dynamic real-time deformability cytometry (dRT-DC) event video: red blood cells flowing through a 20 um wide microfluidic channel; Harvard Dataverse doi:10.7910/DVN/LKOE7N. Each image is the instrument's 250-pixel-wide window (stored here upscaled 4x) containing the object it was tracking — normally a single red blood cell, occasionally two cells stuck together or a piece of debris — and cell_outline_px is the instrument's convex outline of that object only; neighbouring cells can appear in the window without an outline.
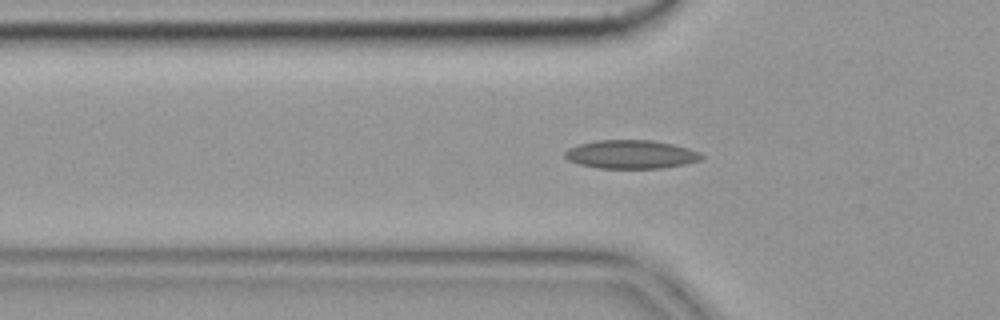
{"species": "common noctule bat (a hibernating species)", "species_latin": "Nyctalus noctula", "temperature_condition": "cold", "stored_images_in_passage": 52, "camera_frame_rate_fps": 3000, "um_per_image_px": 0.085, "animal": {"sex": "female", "body_mass_g": 19.9}, "frame": {"image": 1, "passage_image": 18, "time_ms": 5.667, "image_size_px": [1000, 320], "cell_outline_px": [[704, 156], [700, 160], [684, 164], [660, 168], [600, 168], [580, 164], [568, 160], [564, 156], [564, 152], [568, 148], [580, 144], [596, 140], [652, 140], [672, 144], [688, 148], [700, 152]], "centroid_in_image_um": [53.63, 13.11], "position_along_channel_um": 72.2, "area_um2": 22.6}}
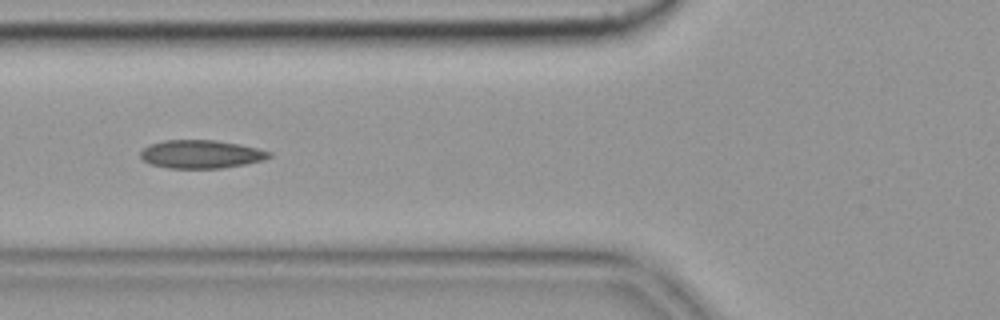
{"frame": {"image": 2, "passage_image": 21, "time_ms": 6.667, "image_size_px": [1000, 320], "cell_outline_px": [[272, 156], [264, 160], [244, 164], [220, 168], [168, 168], [148, 164], [140, 156], [140, 152], [144, 148], [152, 144], [164, 140], [216, 140], [240, 144], [272, 152]], "centroid_in_image_um": [17.09, 13.1], "position_along_channel_um": 108.7, "area_um2": 21.15}}
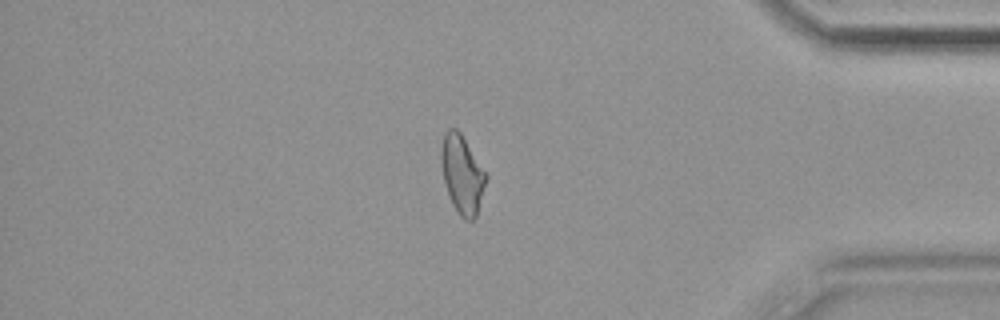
{"frame": {"image": 3, "passage_image": 47, "time_ms": 15.333, "image_size_px": [1000, 320], "cell_outline_px": [[488, 176], [476, 216], [472, 220], [464, 220], [456, 212], [452, 204], [444, 184], [440, 160], [440, 148], [444, 132], [448, 128], [456, 128], [460, 132], [488, 172]], "centroid_in_image_um": [39.28, 14.79], "position_along_channel_um": 395.9, "area_um2": 20.98}, "authors_computed_cell_mechanics": {"area_um2": 20.5768, "velocity_mm_per_s": 3.648, "shape_relaxation_time_tau1_ms": null, "shape_relaxation_time_tau2_ms": 3.012, "deformation_change_tau1": null, "deformation_change_tau2": 0.0884}}